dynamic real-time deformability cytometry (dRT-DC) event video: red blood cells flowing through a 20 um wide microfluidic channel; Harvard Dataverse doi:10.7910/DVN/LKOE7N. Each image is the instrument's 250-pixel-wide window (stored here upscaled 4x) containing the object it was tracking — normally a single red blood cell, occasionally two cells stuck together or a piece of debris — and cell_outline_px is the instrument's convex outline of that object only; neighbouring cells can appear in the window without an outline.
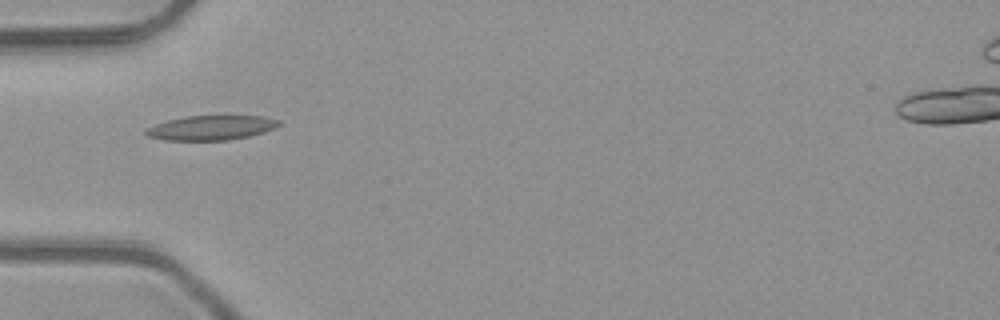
{"species": "common noctule bat (a hibernating species)", "species_latin": "Nyctalus noctula", "temperature_condition": "room temperature", "stored_images_in_passage": 3, "camera_frame_rate_fps": 3000, "um_per_image_px": 0.085, "animal": {"sex": "male", "body_mass_g": 23.1, "forearm_length_mm": 52.7}, "frame": {"image": 1, "passage_image": 2, "time_ms": 0.333, "image_size_px": [1000, 320], "cell_outline_px": [[280, 124], [264, 132], [248, 136], [228, 140], [164, 140], [148, 136], [144, 132], [144, 128], [168, 120], [188, 116], [228, 112], [264, 116], [280, 120]], "centroid_in_image_um": [17.99, 10.8], "position_along_channel_um": 67.0, "area_um2": 20.0}}
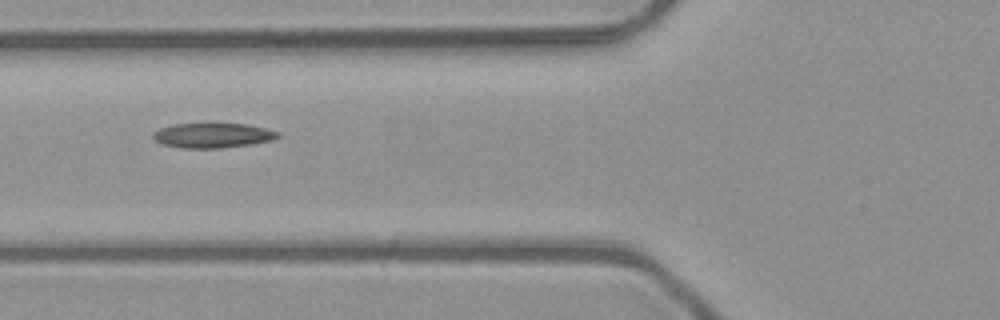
{"frame": {"image": 2, "passage_image": 3, "time_ms": 0.667, "image_size_px": [1000, 320], "cell_outline_px": [[280, 136], [272, 140], [248, 144], [220, 148], [184, 148], [164, 144], [156, 140], [152, 136], [152, 132], [160, 128], [172, 124], [244, 124], [264, 128], [280, 132]], "centroid_in_image_um": [18.06, 11.5], "position_along_channel_um": 107.7, "area_um2": 17.74}}